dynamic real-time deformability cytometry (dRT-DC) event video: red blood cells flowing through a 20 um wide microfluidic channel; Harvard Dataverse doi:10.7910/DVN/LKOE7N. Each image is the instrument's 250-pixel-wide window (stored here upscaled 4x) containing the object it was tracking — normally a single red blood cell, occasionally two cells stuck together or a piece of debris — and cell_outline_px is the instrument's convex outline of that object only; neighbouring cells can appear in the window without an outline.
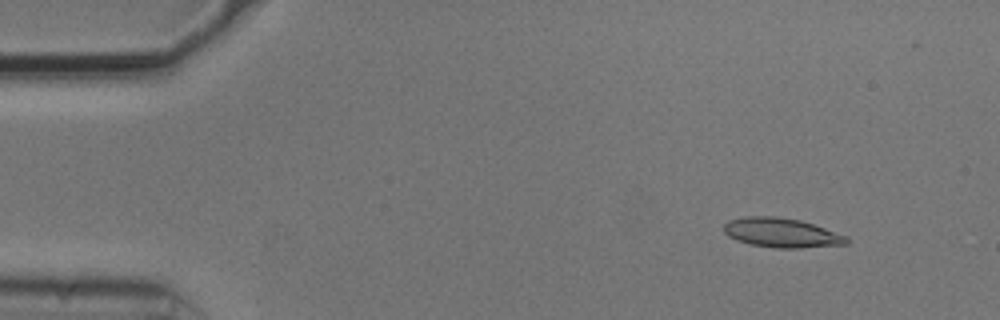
{"species": "common noctule bat (a hibernating species)", "species_latin": "Nyctalus noctula", "temperature_condition": "cold", "stored_images_in_passage": 53, "camera_frame_rate_fps": 3000, "um_per_image_px": 0.085, "animal": {"sex": "male", "body_mass_g": 20.5, "forearm_length_mm": 52.5}, "frame": {"image": 1, "passage_image": 5, "time_ms": 1.333, "image_size_px": [1000, 320], "cell_outline_px": [[848, 244], [800, 248], [776, 248], [752, 244], [736, 240], [728, 236], [724, 232], [724, 224], [728, 220], [744, 216], [776, 216], [800, 220], [848, 236]], "centroid_in_image_um": [66.42, 19.78], "position_along_channel_um": 18.6, "area_um2": 21.04}}
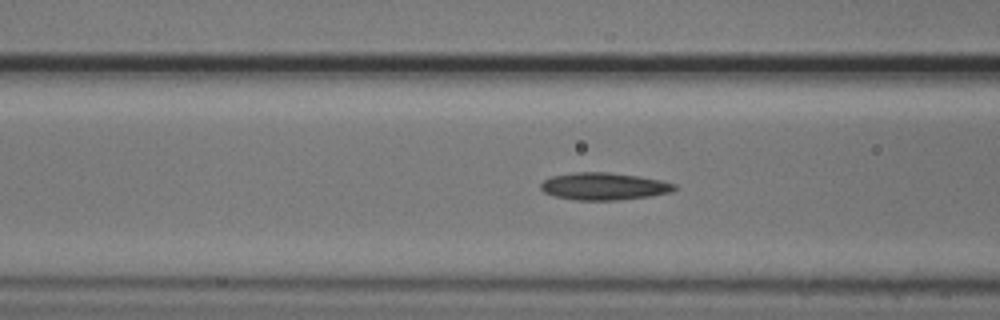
{"frame": {"image": 2, "passage_image": 20, "time_ms": 6.333, "image_size_px": [1000, 320], "cell_outline_px": [[676, 188], [672, 192], [652, 196], [616, 200], [576, 200], [556, 196], [544, 192], [540, 188], [540, 184], [544, 180], [552, 176], [572, 172], [608, 172], [640, 176], [660, 180], [676, 184]], "centroid_in_image_um": [51.35, 15.83], "position_along_channel_um": 115.3, "area_um2": 21.33}}
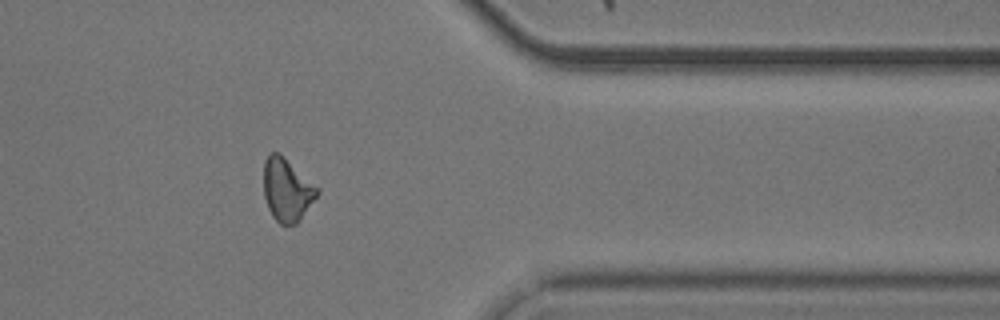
{"frame": {"image": 3, "passage_image": 43, "time_ms": 14.0, "image_size_px": [1000, 320], "cell_outline_px": [[320, 192], [300, 220], [296, 224], [280, 224], [272, 216], [268, 208], [264, 196], [264, 160], [268, 152], [276, 152], [320, 188]], "centroid_in_image_um": [24.39, 16.15], "position_along_channel_um": 387.0, "area_um2": 19.42}, "authors_computed_cell_mechanics": {"area_um2": 20.1722, "velocity_mm_per_s": 3.7424, "shape_relaxation_time_tau1_ms": 6.8572, "shape_relaxation_time_tau2_ms": 8.9193, "deformation_change_tau1": 0.1657, "deformation_change_tau2": 0.2}}